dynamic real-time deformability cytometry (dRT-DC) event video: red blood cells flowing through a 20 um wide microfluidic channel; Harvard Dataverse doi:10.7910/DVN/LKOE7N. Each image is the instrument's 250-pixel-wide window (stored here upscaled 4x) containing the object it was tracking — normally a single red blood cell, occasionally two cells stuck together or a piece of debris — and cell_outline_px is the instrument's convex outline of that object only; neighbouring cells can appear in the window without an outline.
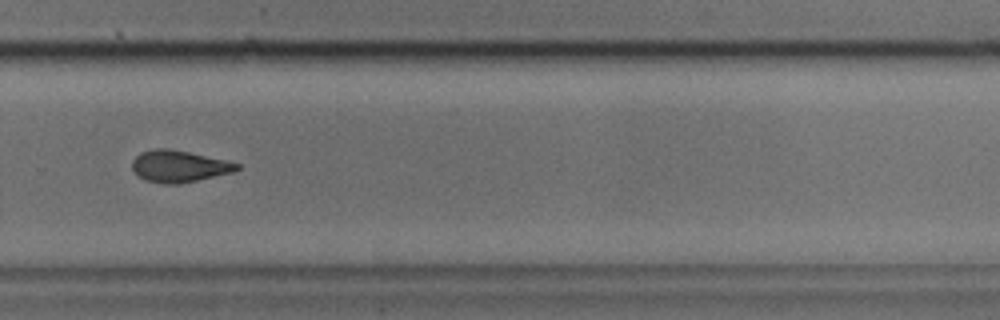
{"species": "common noctule bat (a hibernating species)", "species_latin": "Nyctalus noctula", "temperature_condition": "cold", "stored_images_in_passage": 37, "camera_frame_rate_fps": 3000, "um_per_image_px": 0.085, "animal": {"sex": "male", "body_mass_g": 17.9, "forearm_length_mm": 54.2}, "frame": {"image": 1, "passage_image": 22, "time_ms": 7.0, "image_size_px": [1000, 320], "cell_outline_px": [[240, 168], [232, 172], [180, 184], [164, 184], [144, 180], [136, 176], [132, 168], [132, 160], [140, 152], [156, 148], [168, 148], [188, 152], [224, 160], [240, 164]], "centroid_in_image_um": [15.15, 14.14], "position_along_channel_um": 314.6, "area_um2": 19.36}}